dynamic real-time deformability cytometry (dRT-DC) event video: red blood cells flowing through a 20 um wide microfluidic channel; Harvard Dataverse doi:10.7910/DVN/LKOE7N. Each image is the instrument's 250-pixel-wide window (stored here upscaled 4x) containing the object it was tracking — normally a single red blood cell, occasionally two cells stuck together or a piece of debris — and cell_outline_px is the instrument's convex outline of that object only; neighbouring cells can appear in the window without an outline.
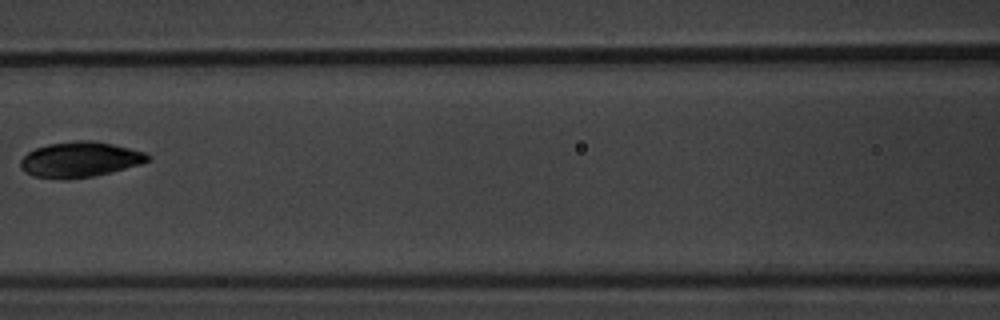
{"species": "common noctule bat (a hibernating species)", "species_latin": "Nyctalus noctula", "temperature_condition": "warm", "stored_images_in_passage": 5, "camera_frame_rate_fps": 3000, "um_per_image_px": 0.085, "animal": {"sex": "male", "body_mass_g": 20.1, "forearm_length_mm": 53.5}, "frame": {"image": 1, "passage_image": 4, "time_ms": 3.667, "image_size_px": [1000, 320], "cell_outline_px": [[152, 160], [140, 164], [92, 176], [64, 180], [60, 180], [32, 176], [24, 172], [20, 168], [20, 160], [28, 152], [36, 148], [48, 144], [76, 140], [88, 140], [112, 144], [144, 152], [152, 156]], "centroid_in_image_um": [6.75, 13.57], "position_along_channel_um": 159.8, "area_um2": 26.24}}
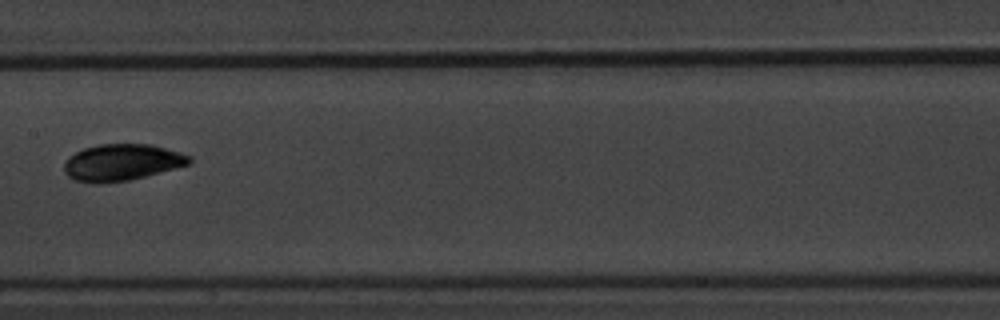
{"frame": {"image": 2, "passage_image": 5, "time_ms": 4.667, "image_size_px": [1000, 320], "cell_outline_px": [[192, 160], [188, 164], [144, 176], [128, 180], [96, 184], [76, 180], [68, 176], [64, 172], [64, 160], [68, 156], [84, 148], [100, 144], [152, 144], [180, 152], [192, 156]], "centroid_in_image_um": [10.32, 13.79], "position_along_channel_um": 197.1, "area_um2": 26.59}}